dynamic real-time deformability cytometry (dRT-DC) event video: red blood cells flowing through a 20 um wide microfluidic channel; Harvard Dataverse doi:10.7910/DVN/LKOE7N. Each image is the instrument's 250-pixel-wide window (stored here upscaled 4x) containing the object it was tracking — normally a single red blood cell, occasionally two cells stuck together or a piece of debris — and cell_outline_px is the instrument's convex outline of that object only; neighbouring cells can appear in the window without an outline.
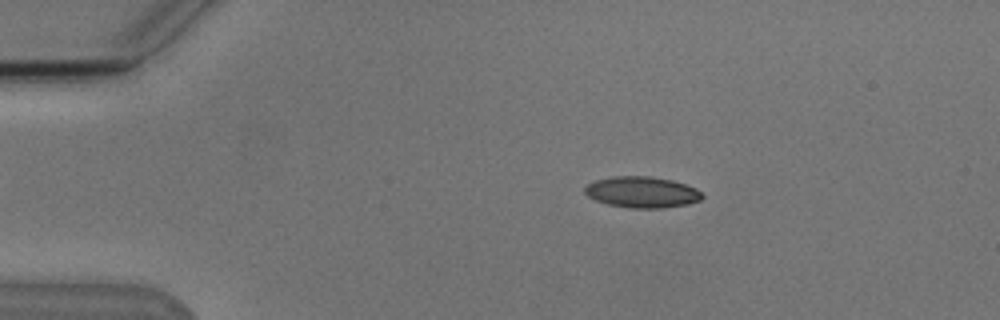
{"species": "Egyptian fruit bat (a non-hibernating species)", "species_latin": "Rousettus aegyptiacus", "temperature_condition": "cold", "stored_images_in_passage": 5, "camera_frame_rate_fps": 3000, "um_per_image_px": 0.085, "animal": {"sex": "male"}, "frame": {"image": 1, "passage_image": 2, "time_ms": 1.333, "image_size_px": [1000, 320], "cell_outline_px": [[704, 196], [700, 200], [688, 204], [660, 208], [632, 208], [608, 204], [596, 200], [588, 196], [584, 192], [584, 188], [588, 184], [596, 180], [612, 176], [652, 176], [672, 180], [696, 188]], "centroid_in_image_um": [54.57, 16.32], "position_along_channel_um": 30.4, "area_um2": 21.21}}
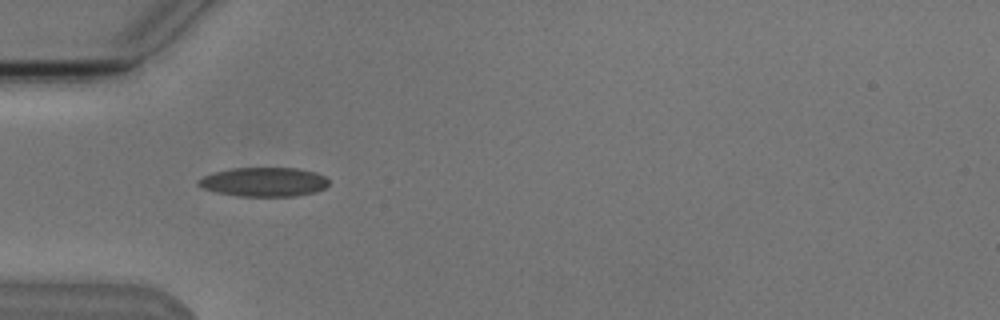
{"frame": {"image": 2, "passage_image": 4, "time_ms": 3.667, "image_size_px": [1000, 320], "cell_outline_px": [[328, 184], [324, 188], [316, 192], [296, 196], [240, 196], [216, 192], [204, 188], [196, 184], [196, 180], [204, 176], [216, 172], [232, 168], [296, 168], [316, 172], [324, 176], [328, 180]], "centroid_in_image_um": [22.44, 15.46], "position_along_channel_um": 62.6, "area_um2": 22.08}}